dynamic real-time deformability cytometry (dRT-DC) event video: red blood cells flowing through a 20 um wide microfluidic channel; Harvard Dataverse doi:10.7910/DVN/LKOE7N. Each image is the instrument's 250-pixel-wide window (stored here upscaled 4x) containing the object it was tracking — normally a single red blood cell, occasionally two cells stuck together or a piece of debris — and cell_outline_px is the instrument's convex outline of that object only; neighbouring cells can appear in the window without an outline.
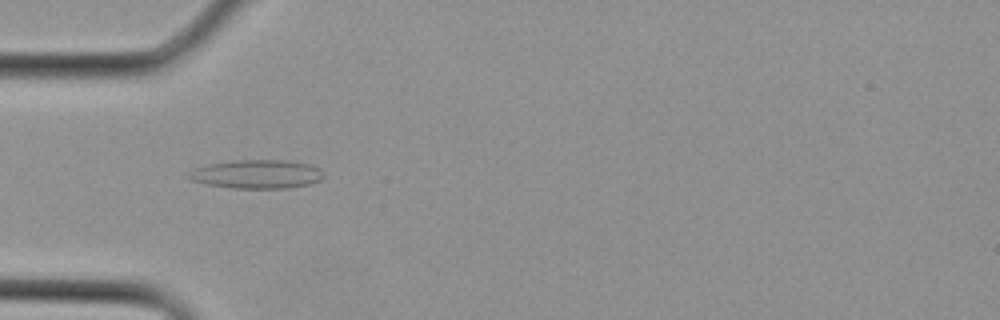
{"species": "Egyptian fruit bat (a non-hibernating species)", "species_latin": "Rousettus aegyptiacus", "temperature_condition": "cold", "stored_images_in_passage": 3, "camera_frame_rate_fps": 3000, "um_per_image_px": 0.085, "animal": {"sex": "female"}, "frame": {"image": 1, "passage_image": 3, "time_ms": 0.667, "image_size_px": [1000, 320], "cell_outline_px": [[324, 176], [320, 180], [308, 184], [288, 188], [232, 188], [208, 184], [192, 180], [188, 176], [188, 172], [192, 168], [208, 164], [240, 160], [284, 160], [308, 164], [320, 168], [324, 172]], "centroid_in_image_um": [21.84, 14.8], "position_along_channel_um": 63.2, "area_um2": 22.48}}